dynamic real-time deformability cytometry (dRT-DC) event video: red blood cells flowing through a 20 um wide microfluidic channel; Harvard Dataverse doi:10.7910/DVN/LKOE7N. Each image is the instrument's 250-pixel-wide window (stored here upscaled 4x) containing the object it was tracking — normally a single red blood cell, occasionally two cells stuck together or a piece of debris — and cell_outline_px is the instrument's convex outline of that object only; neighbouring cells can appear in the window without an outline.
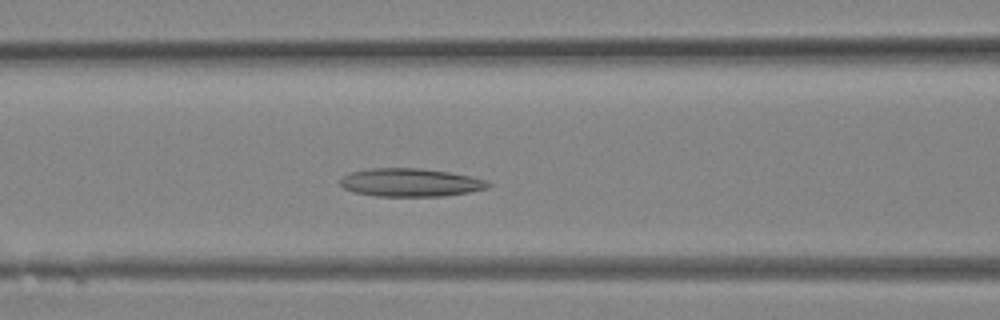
{"species": "Egyptian fruit bat (a non-hibernating species)", "species_latin": "Rousettus aegyptiacus", "temperature_condition": "room temperature", "stored_images_in_passage": 31, "camera_frame_rate_fps": 3000, "um_per_image_px": 0.085, "animal": {"sex": "female"}, "frame": {"image": 1, "passage_image": 12, "time_ms": 3.667, "image_size_px": [1000, 320], "cell_outline_px": [[492, 184], [488, 188], [468, 192], [444, 196], [376, 196], [352, 192], [344, 188], [340, 184], [340, 180], [344, 176], [352, 172], [368, 168], [420, 168], [448, 172], [472, 176], [488, 180]], "centroid_in_image_um": [34.91, 15.51], "position_along_channel_um": 131.7, "area_um2": 24.39}}
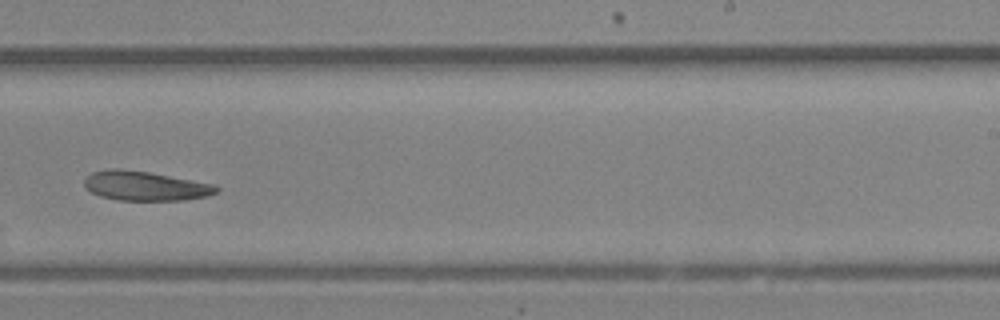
{"frame": {"image": 2, "passage_image": 19, "time_ms": 6.0, "image_size_px": [1000, 320], "cell_outline_px": [[220, 188], [216, 192], [208, 196], [184, 200], [120, 200], [100, 196], [84, 188], [84, 180], [92, 172], [112, 168], [120, 168], [148, 172], [212, 184]], "centroid_in_image_um": [12.31, 15.8], "position_along_channel_um": 276.7, "area_um2": 22.43}}
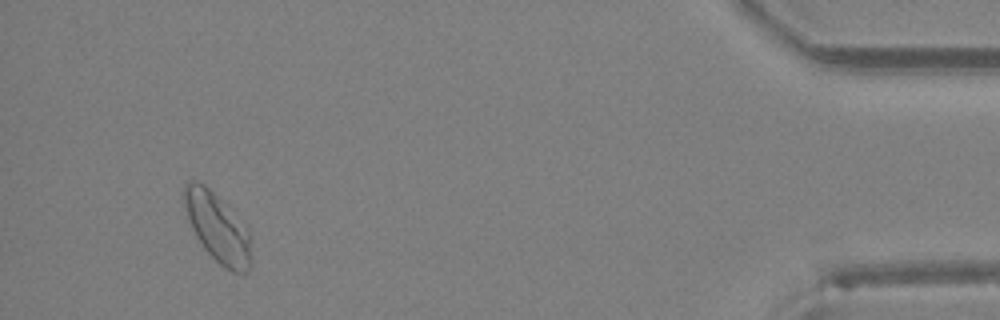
{"frame": {"image": 3, "passage_image": 29, "time_ms": 9.333, "image_size_px": [1000, 320], "cell_outline_px": [[248, 272], [244, 276], [232, 272], [224, 268], [204, 248], [196, 236], [188, 220], [180, 196], [184, 184], [188, 180], [196, 180], [204, 184], [220, 200], [248, 232]], "centroid_in_image_um": [18.37, 19.32], "position_along_channel_um": 416.8, "area_um2": 26.18}}